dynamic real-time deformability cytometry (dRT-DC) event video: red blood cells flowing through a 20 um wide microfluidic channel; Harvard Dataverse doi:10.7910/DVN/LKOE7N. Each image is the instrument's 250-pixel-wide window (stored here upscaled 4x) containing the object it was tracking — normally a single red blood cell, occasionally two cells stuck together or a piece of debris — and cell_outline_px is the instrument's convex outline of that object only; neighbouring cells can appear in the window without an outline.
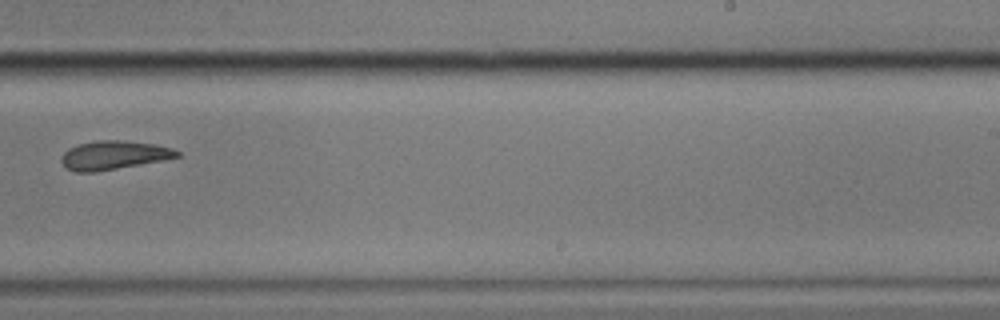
{"species": "common noctule bat (a hibernating species)", "species_latin": "Nyctalus noctula", "temperature_condition": "cold", "stored_images_in_passage": 10, "camera_frame_rate_fps": 3000, "um_per_image_px": 0.085, "animal": {"sex": "male", "body_mass_g": 17.9}, "frame": {"image": 1, "passage_image": 10, "time_ms": 11.667, "image_size_px": [1000, 320], "cell_outline_px": [[180, 156], [164, 160], [96, 172], [76, 172], [68, 168], [60, 160], [60, 156], [68, 148], [80, 144], [96, 140], [120, 140], [156, 144], [172, 148], [180, 152]], "centroid_in_image_um": [9.67, 13.18], "position_along_channel_um": 279.3, "area_um2": 19.36}}